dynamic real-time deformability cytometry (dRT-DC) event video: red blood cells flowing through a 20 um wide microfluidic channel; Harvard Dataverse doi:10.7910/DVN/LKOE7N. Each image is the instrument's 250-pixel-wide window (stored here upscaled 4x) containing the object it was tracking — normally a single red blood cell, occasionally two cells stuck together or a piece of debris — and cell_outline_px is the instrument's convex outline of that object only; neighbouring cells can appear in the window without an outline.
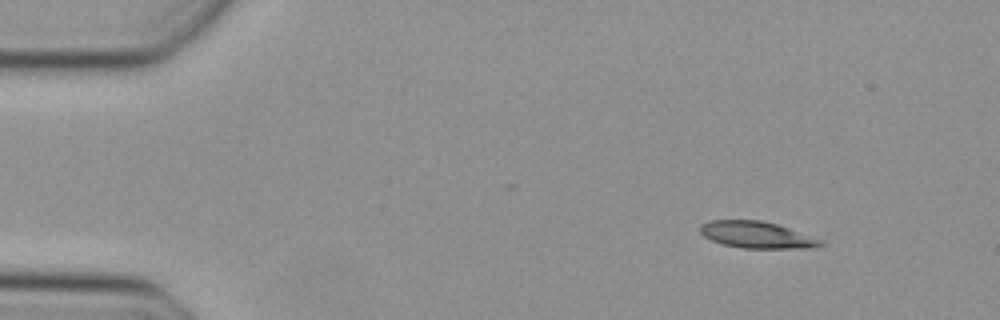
{"species": "Egyptian fruit bat (a non-hibernating species)", "species_latin": "Rousettus aegyptiacus", "temperature_condition": "cold", "stored_images_in_passage": 44, "camera_frame_rate_fps": 3000, "um_per_image_px": 0.085, "animal": {"sex": "female"}, "frame": {"image": 1, "passage_image": 1, "time_ms": 0.0, "image_size_px": [1000, 320], "cell_outline_px": [[824, 244], [812, 248], [740, 248], [720, 244], [704, 236], [700, 232], [700, 224], [712, 220], [760, 220], [776, 224], [788, 228], [820, 240]], "centroid_in_image_um": [64.25, 19.97], "position_along_channel_um": 20.7, "area_um2": 18.5}}
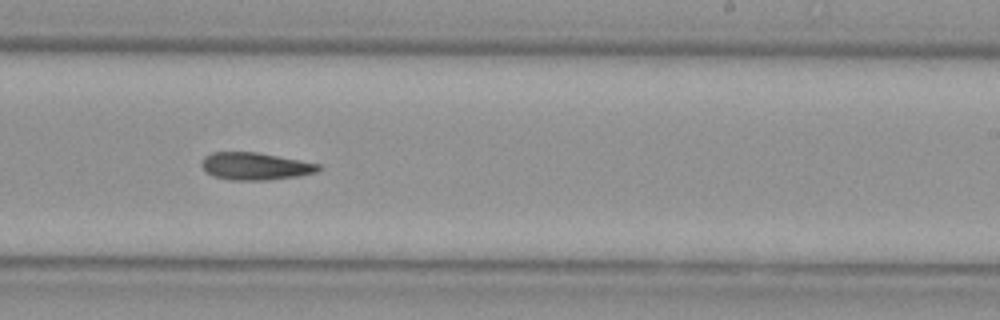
{"frame": {"image": 2, "passage_image": 25, "time_ms": 8.0, "image_size_px": [1000, 320], "cell_outline_px": [[324, 168], [316, 172], [296, 176], [268, 180], [228, 180], [212, 176], [200, 164], [204, 156], [212, 152], [256, 152], [300, 160], [320, 164]], "centroid_in_image_um": [21.69, 14.13], "position_along_channel_um": 267.3, "area_um2": 18.67}}
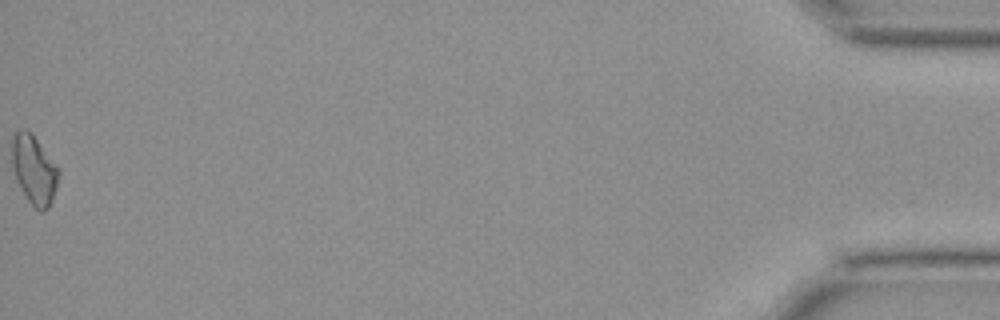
{"frame": {"image": 3, "passage_image": 44, "time_ms": 14.333, "image_size_px": [1000, 320], "cell_outline_px": [[60, 172], [56, 188], [52, 200], [48, 208], [44, 212], [40, 212], [28, 200], [20, 188], [16, 180], [12, 164], [12, 136], [20, 128], [24, 128], [36, 140]], "centroid_in_image_um": [2.87, 14.47], "position_along_channel_um": 432.3, "area_um2": 18.26}}